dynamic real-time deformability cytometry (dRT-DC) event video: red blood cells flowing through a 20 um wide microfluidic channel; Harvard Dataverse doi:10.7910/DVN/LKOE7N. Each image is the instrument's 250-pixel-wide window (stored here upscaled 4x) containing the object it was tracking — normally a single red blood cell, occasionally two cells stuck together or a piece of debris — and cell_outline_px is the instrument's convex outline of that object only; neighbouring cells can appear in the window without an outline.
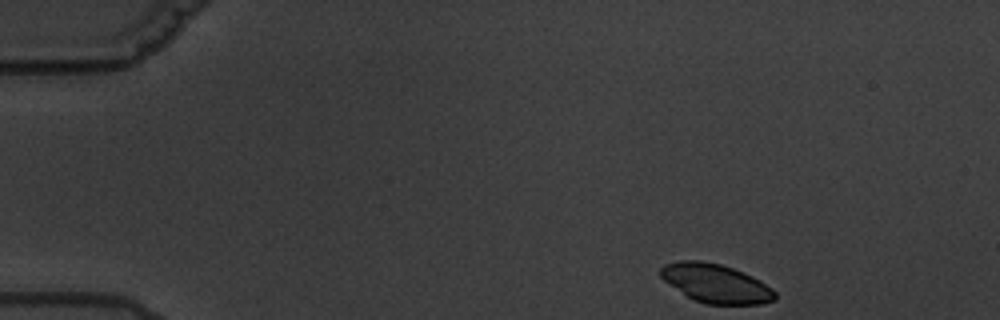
{"species": "common noctule bat (a hibernating species)", "species_latin": "Nyctalus noctula", "temperature_condition": "warm", "stored_images_in_passage": 4, "camera_frame_rate_fps": 3000, "um_per_image_px": 0.085, "animal": {"sex": "male", "body_mass_g": 19.5, "forearm_length_mm": 54.6}, "frame": {"image": 1, "passage_image": 1, "time_ms": 0.0, "image_size_px": [1000, 320], "cell_outline_px": [[776, 300], [760, 304], [704, 304], [688, 296], [664, 280], [660, 276], [660, 268], [664, 264], [680, 260], [700, 260], [720, 264], [732, 268], [752, 276], [760, 280], [772, 288], [776, 292]], "centroid_in_image_um": [60.86, 24.08], "position_along_channel_um": 24.1, "area_um2": 25.72}}
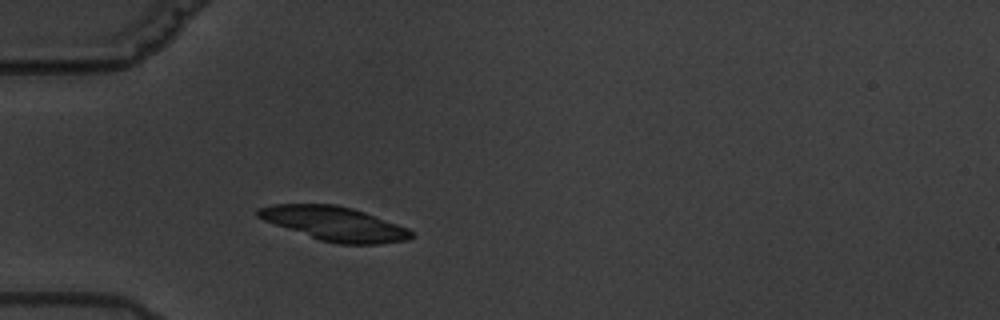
{"frame": {"image": 2, "passage_image": 4, "time_ms": 3.333, "image_size_px": [1000, 320], "cell_outline_px": [[416, 236], [408, 240], [380, 244], [336, 244], [320, 240], [264, 220], [256, 216], [256, 208], [272, 204], [336, 204], [352, 208], [364, 212], [408, 228], [416, 232]], "centroid_in_image_um": [28.47, 19.01], "position_along_channel_um": 56.5, "area_um2": 30.52}}